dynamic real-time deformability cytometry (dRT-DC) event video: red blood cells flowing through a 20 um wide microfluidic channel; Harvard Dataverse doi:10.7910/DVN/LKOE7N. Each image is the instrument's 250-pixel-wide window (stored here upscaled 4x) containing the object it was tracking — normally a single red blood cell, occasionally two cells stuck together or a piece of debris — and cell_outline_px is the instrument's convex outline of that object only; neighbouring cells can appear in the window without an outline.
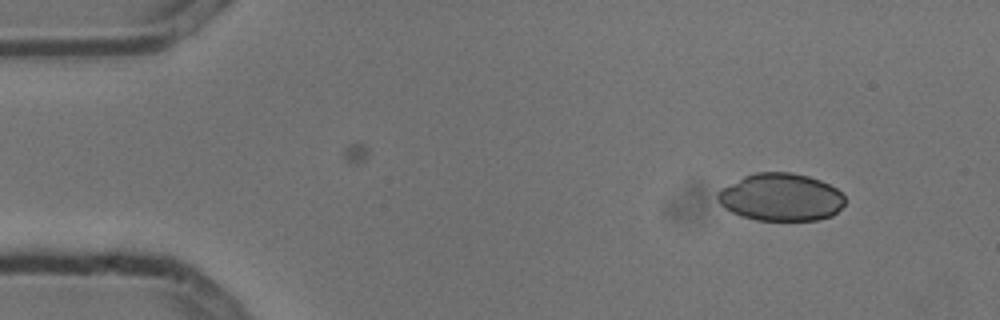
{"species": "common noctule bat (a hibernating species)", "species_latin": "Nyctalus noctula", "temperature_condition": "cold", "stored_images_in_passage": 3, "camera_frame_rate_fps": 3000, "um_per_image_px": 0.085, "animal": {"sex": "male", "body_mass_g": 13.3}, "frame": {"image": 1, "passage_image": 3, "time_ms": 0.667, "image_size_px": [1000, 320], "cell_outline_px": [[844, 204], [832, 216], [816, 220], [756, 220], [740, 216], [724, 208], [716, 200], [716, 192], [720, 188], [744, 176], [756, 172], [788, 172], [808, 176], [820, 180], [836, 188], [844, 196]], "centroid_in_image_um": [66.33, 16.76], "position_along_channel_um": 18.7, "area_um2": 35.43}}